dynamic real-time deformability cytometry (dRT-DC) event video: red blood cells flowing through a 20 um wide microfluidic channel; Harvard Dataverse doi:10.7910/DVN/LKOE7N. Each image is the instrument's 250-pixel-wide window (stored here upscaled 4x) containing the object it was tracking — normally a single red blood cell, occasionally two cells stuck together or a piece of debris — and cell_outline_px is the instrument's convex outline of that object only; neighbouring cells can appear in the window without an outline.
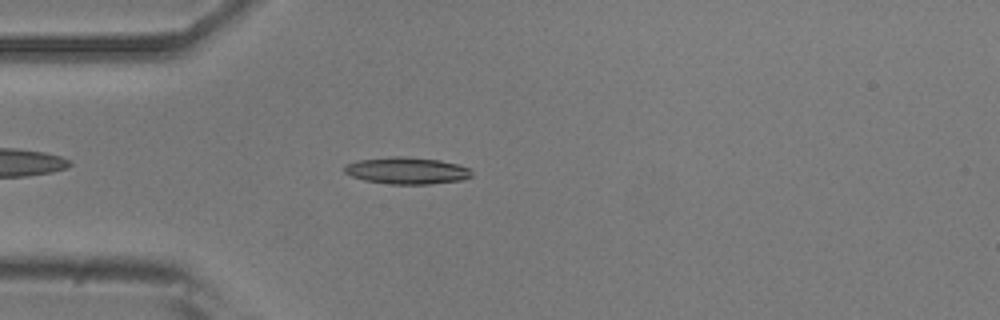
{"species": "common noctule bat (a hibernating species)", "species_latin": "Nyctalus noctula", "temperature_condition": "room temperature", "stored_images_in_passage": 45, "camera_frame_rate_fps": 3000, "um_per_image_px": 0.085, "animal": {"sex": "male", "body_mass_g": 20.5, "forearm_length_mm": 52.5}, "frame": {"image": 1, "passage_image": 6, "time_ms": 1.667, "image_size_px": [1000, 320], "cell_outline_px": [[472, 176], [460, 180], [428, 184], [388, 184], [364, 180], [352, 176], [344, 172], [344, 164], [356, 160], [392, 156], [400, 156], [440, 160], [456, 164], [468, 168], [472, 172]], "centroid_in_image_um": [34.53, 14.5], "position_along_channel_um": 50.5, "area_um2": 19.88}}
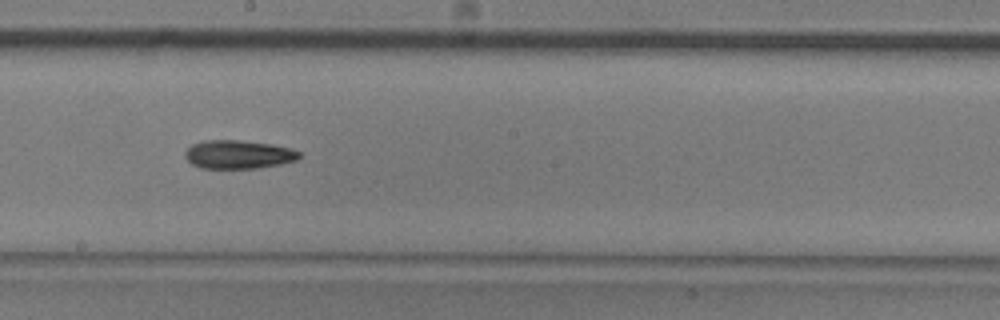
{"frame": {"image": 2, "passage_image": 21, "time_ms": 6.667, "image_size_px": [1000, 320], "cell_outline_px": [[300, 156], [296, 160], [280, 164], [256, 168], [200, 168], [192, 164], [184, 156], [184, 152], [192, 144], [204, 140], [240, 140], [268, 144], [292, 148], [300, 152]], "centroid_in_image_um": [20.24, 13.13], "position_along_channel_um": 228.0, "area_um2": 18.9}}
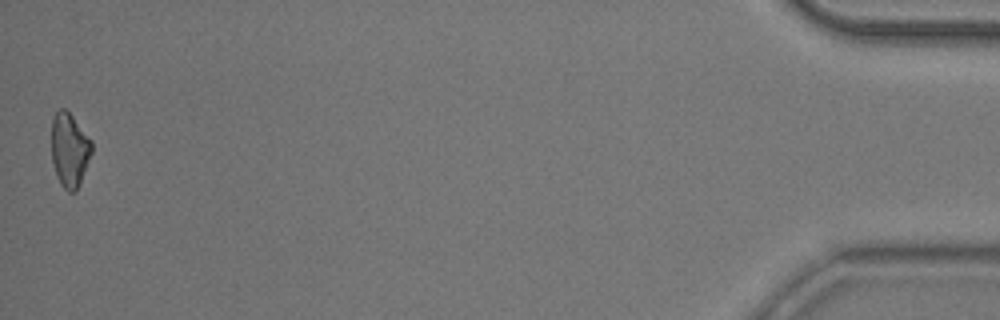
{"frame": {"image": 3, "passage_image": 45, "time_ms": 14.667, "image_size_px": [1000, 320], "cell_outline_px": [[92, 152], [80, 184], [76, 192], [68, 192], [60, 184], [56, 176], [52, 160], [52, 116], [60, 108], [64, 108], [72, 116], [92, 140]], "centroid_in_image_um": [5.91, 12.76], "position_along_channel_um": 429.3, "area_um2": 17.46}, "authors_computed_cell_mechanics": {"area_um2": 18.496, "velocity_mm_per_s": 3.7156, "shape_relaxation_time_tau1_ms": 4.1843, "shape_relaxation_time_tau2_ms": null, "deformation_change_tau1": 0.1329, "deformation_change_tau2": null}}